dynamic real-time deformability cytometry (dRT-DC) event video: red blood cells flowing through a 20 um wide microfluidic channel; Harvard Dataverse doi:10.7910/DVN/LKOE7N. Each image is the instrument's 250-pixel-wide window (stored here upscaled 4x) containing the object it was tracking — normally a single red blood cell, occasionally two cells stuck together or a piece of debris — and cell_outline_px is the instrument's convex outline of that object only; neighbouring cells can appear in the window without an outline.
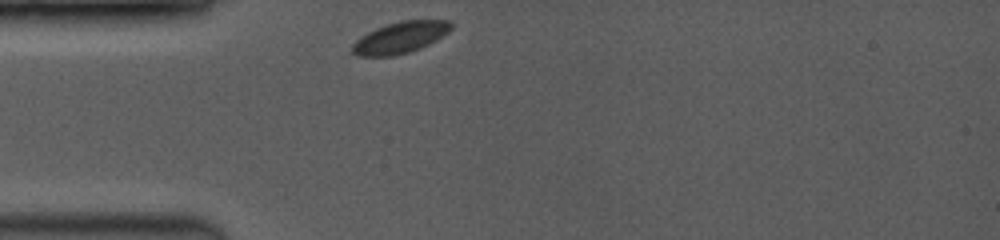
{"species": "common noctule bat (a hibernating species)", "species_latin": "Nyctalus noctula", "temperature_condition": "room temperature", "stored_images_in_passage": 5, "camera_frame_rate_fps": 3500, "um_per_image_px": 0.085, "animal": {"sex": "female", "body_mass_g": 19.0, "forearm_length_mm": 53.3}, "frame": {"image": 1, "passage_image": 1, "time_ms": 0.0, "image_size_px": [1000, 240], "cell_outline_px": [[452, 28], [448, 32], [436, 40], [420, 48], [408, 52], [392, 56], [356, 56], [352, 52], [352, 44], [360, 36], [376, 28], [400, 20], [452, 20]], "centroid_in_image_um": [34.01, 3.18], "position_along_channel_um": 51.0, "area_um2": 18.09}}
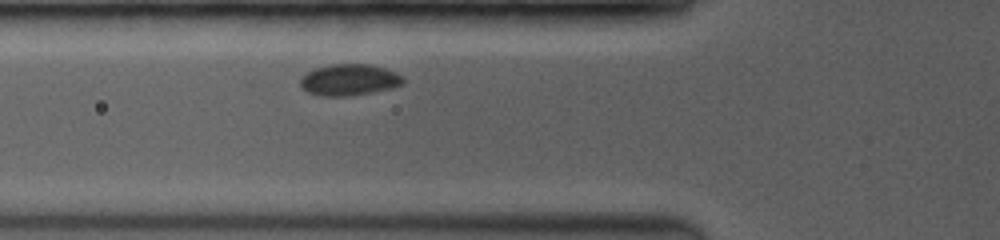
{"frame": {"image": 2, "passage_image": 3, "time_ms": 1.429, "image_size_px": [1000, 240], "cell_outline_px": [[404, 84], [392, 88], [372, 92], [348, 96], [320, 96], [308, 92], [300, 88], [300, 80], [308, 72], [316, 68], [332, 64], [368, 64], [384, 68], [396, 72], [404, 76]], "centroid_in_image_um": [29.71, 6.79], "position_along_channel_um": 96.1, "area_um2": 18.84}}
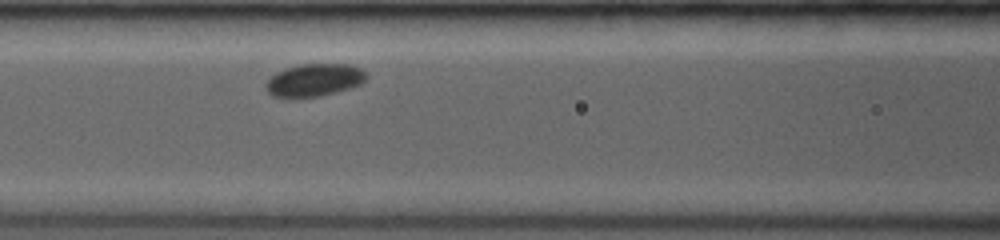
{"frame": {"image": 3, "passage_image": 5, "time_ms": 2.571, "image_size_px": [1000, 240], "cell_outline_px": [[368, 80], [364, 84], [336, 92], [320, 96], [296, 100], [284, 100], [272, 96], [264, 88], [264, 84], [276, 72], [284, 68], [300, 64], [352, 64], [360, 68], [368, 76]], "centroid_in_image_um": [26.68, 6.85], "position_along_channel_um": 139.9, "area_um2": 20.06}}